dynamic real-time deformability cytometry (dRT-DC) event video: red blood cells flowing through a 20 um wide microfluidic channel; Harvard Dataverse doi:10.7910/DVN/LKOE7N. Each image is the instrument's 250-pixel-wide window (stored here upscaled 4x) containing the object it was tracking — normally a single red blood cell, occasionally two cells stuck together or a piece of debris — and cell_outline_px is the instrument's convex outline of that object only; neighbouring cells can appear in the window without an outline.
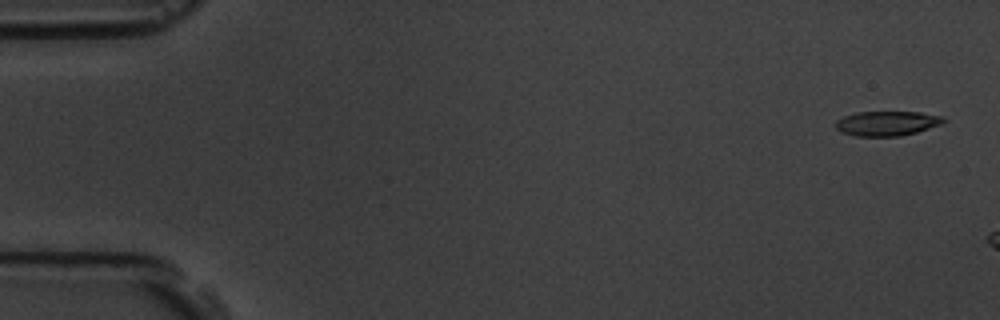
{"species": "common noctule bat (a hibernating species)", "species_latin": "Nyctalus noctula", "temperature_condition": "room temperature", "stored_images_in_passage": 4, "camera_frame_rate_fps": 3000, "um_per_image_px": 0.085, "animal": {"sex": "male", "body_mass_g": 19.5, "forearm_length_mm": 54.6}, "frame": {"image": 1, "passage_image": 1, "time_ms": 0.0, "image_size_px": [1000, 320], "cell_outline_px": [[948, 120], [940, 124], [916, 132], [900, 136], [856, 136], [840, 132], [836, 128], [836, 120], [844, 116], [856, 112], [920, 112], [944, 116]], "centroid_in_image_um": [75.39, 10.48], "position_along_channel_um": 9.6, "area_um2": 15.55}}